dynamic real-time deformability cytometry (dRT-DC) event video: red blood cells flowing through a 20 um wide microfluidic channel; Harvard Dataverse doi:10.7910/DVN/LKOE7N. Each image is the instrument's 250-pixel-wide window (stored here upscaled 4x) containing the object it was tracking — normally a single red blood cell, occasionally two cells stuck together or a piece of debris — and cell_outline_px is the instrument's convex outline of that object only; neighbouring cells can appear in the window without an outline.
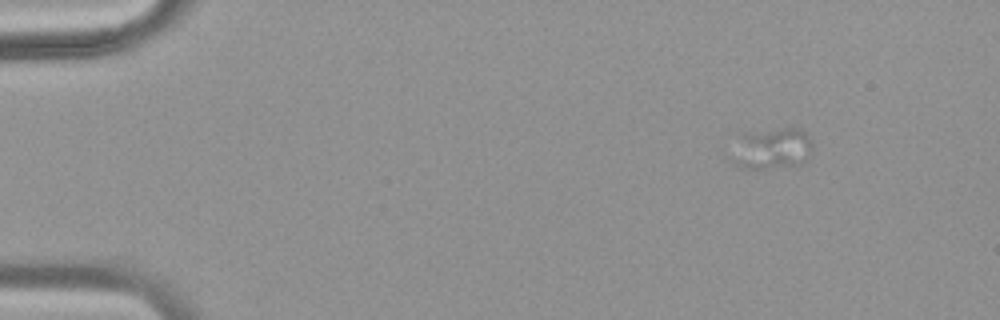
{"species": "common noctule bat (a hibernating species)", "species_latin": "Nyctalus noctula", "temperature_condition": "warm", "stored_images_in_passage": 51, "camera_frame_rate_fps": 3000, "um_per_image_px": 0.085, "animal": {"sex": "female", "body_mass_g": 18.4}, "frame": {"image": 1, "passage_image": 8, "time_ms": 2.333, "image_size_px": [1000, 320], "cell_outline_px": [[812, 144], [808, 160], [804, 164], [792, 168], [740, 168], [732, 164], [728, 160], [744, 132], [784, 128], [800, 128], [808, 136]], "centroid_in_image_um": [65.63, 12.67], "position_along_channel_um": 19.4, "area_um2": 19.94}}
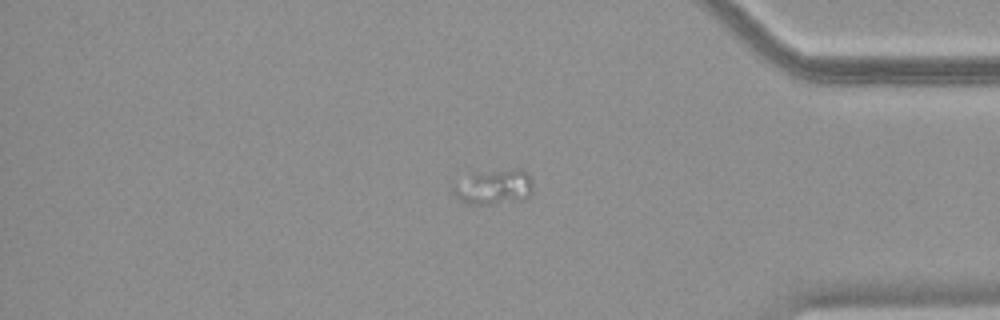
{"frame": {"image": 2, "passage_image": 44, "time_ms": 14.333, "image_size_px": [1000, 320], "cell_outline_px": [[532, 192], [524, 200], [488, 204], [468, 204], [456, 196], [452, 192], [448, 184], [472, 172], [516, 168], [520, 168], [528, 172], [532, 180]], "centroid_in_image_um": [41.92, 15.85], "position_along_channel_um": 393.3, "area_um2": 17.05}}
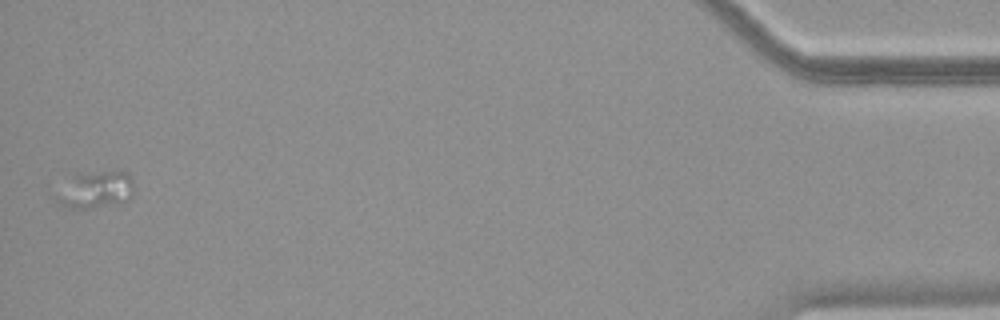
{"frame": {"image": 3, "passage_image": 51, "time_ms": 16.667, "image_size_px": [1000, 320], "cell_outline_px": [[132, 196], [128, 200], [120, 204], [84, 208], [68, 208], [60, 204], [56, 200], [56, 196], [72, 176], [76, 172], [120, 168], [128, 172], [132, 180]], "centroid_in_image_um": [8.19, 16.06], "position_along_channel_um": 427.0, "area_um2": 17.28}}